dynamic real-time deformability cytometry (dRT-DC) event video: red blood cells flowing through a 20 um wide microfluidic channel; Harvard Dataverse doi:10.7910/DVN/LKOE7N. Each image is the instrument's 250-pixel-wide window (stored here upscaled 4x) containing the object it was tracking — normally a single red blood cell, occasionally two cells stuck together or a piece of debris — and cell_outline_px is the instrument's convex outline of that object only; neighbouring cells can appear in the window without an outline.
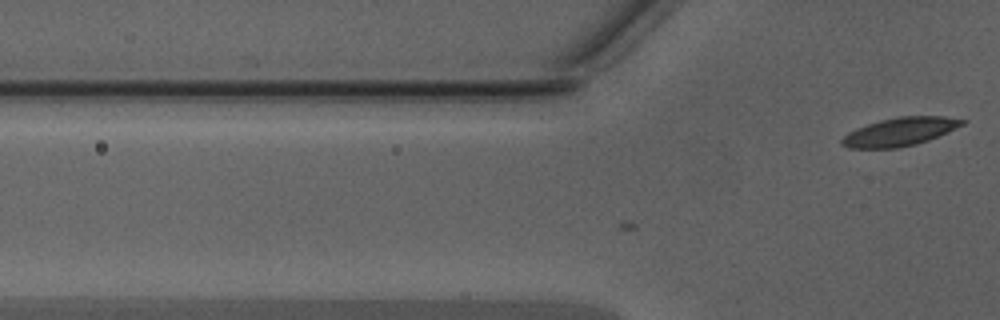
{"species": "Egyptian fruit bat (a non-hibernating species)", "species_latin": "Rousettus aegyptiacus", "temperature_condition": "warm", "stored_images_in_passage": 7, "camera_frame_rate_fps": 3000, "um_per_image_px": 0.085, "animal": {"sex": "male"}, "frame": {"image": 1, "passage_image": 7, "time_ms": 2.0, "image_size_px": [1000, 320], "cell_outline_px": [[968, 120], [964, 124], [928, 140], [916, 144], [896, 148], [848, 148], [840, 144], [840, 140], [848, 132], [856, 128], [880, 120], [900, 116], [944, 116]], "centroid_in_image_um": [76.46, 11.19], "position_along_channel_um": 49.3, "area_um2": 19.77}}